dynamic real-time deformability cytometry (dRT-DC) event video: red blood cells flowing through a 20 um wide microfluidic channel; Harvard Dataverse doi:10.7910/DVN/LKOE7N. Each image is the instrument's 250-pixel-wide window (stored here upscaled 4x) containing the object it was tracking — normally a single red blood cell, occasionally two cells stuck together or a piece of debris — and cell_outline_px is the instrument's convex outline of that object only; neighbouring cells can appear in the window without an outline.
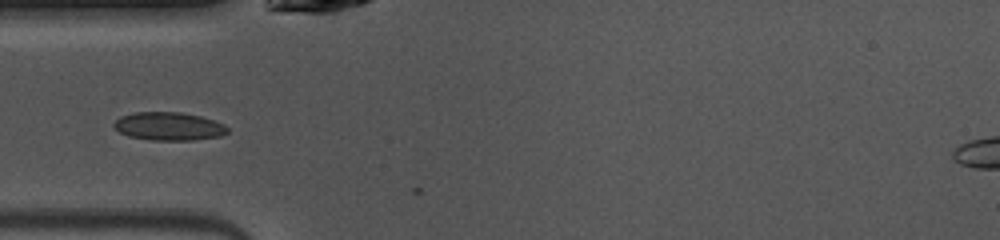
{"species": "common noctule bat (a hibernating species)", "species_latin": "Nyctalus noctula", "temperature_condition": "warm", "stored_images_in_passage": 2, "camera_frame_rate_fps": 3000, "um_per_image_px": 0.085, "animal": {"sex": "female", "body_mass_g": 10.0, "forearm_length_mm": 53.1}, "frame": {"image": 1, "passage_image": 1, "time_ms": 0.0, "image_size_px": [1000, 240], "cell_outline_px": [[228, 132], [220, 136], [196, 140], [152, 140], [128, 136], [120, 132], [112, 124], [120, 116], [136, 112], [180, 112], [200, 116], [224, 124], [228, 128]], "centroid_in_image_um": [14.35, 10.74], "position_along_channel_um": 70.7, "area_um2": 18.61}}